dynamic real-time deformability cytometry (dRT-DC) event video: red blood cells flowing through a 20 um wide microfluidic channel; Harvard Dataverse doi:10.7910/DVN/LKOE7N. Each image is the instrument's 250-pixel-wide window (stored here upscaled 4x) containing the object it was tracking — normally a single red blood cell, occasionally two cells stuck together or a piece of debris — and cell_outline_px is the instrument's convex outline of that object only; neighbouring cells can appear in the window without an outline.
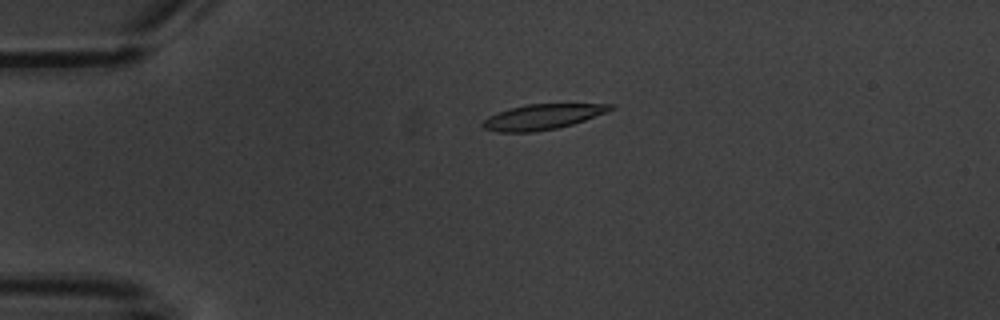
{"species": "common noctule bat (a hibernating species)", "species_latin": "Nyctalus noctula", "temperature_condition": "warm", "stored_images_in_passage": 4, "camera_frame_rate_fps": 3000, "um_per_image_px": 0.085, "animal": {"sex": "male", "body_mass_g": 20.1, "forearm_length_mm": 53.5}, "frame": {"image": 1, "passage_image": 3, "time_ms": 3.333, "image_size_px": [1000, 320], "cell_outline_px": [[616, 108], [608, 112], [572, 124], [556, 128], [536, 132], [496, 132], [484, 128], [480, 124], [488, 116], [512, 108], [528, 104], [612, 104]], "centroid_in_image_um": [46.12, 9.94], "position_along_channel_um": 38.9, "area_um2": 18.67}}